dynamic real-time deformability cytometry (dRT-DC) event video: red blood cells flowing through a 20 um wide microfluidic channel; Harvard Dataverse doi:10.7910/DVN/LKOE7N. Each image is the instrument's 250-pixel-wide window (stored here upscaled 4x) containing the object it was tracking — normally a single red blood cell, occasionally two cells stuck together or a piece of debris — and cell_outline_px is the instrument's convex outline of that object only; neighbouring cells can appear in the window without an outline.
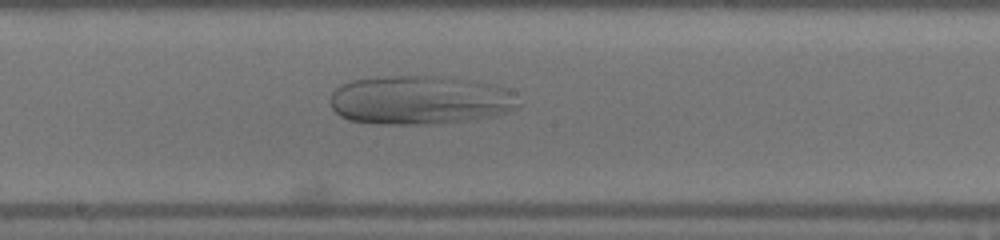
{"species": "human", "species_latin": "Homo sapiens", "temperature_condition": "warm", "stored_images_in_passage": 50, "camera_frame_rate_fps": 3000, "um_per_image_px": 0.085, "donor": {"sex": "male"}, "frame": {"image": 1, "passage_image": 27, "time_ms": 8.667, "image_size_px": [1000, 240], "cell_outline_px": [[520, 104], [516, 108], [508, 112], [496, 116], [432, 124], [380, 124], [348, 120], [340, 116], [332, 108], [332, 92], [340, 84], [352, 80], [384, 76], [436, 76], [492, 84], [508, 88], [512, 92]], "centroid_in_image_um": [35.69, 8.51], "position_along_channel_um": 212.5, "area_um2": 53.52}}
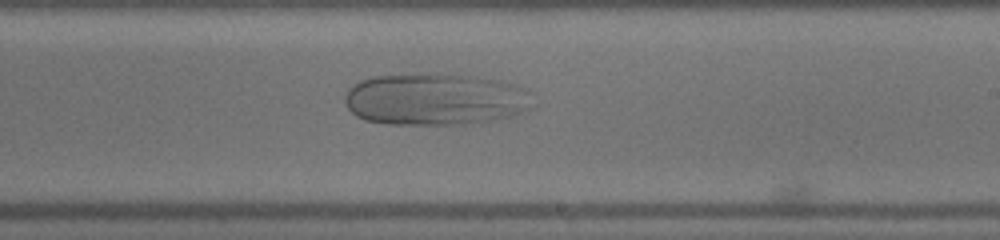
{"frame": {"image": 2, "passage_image": 30, "time_ms": 9.667, "image_size_px": [1000, 240], "cell_outline_px": [[532, 108], [512, 116], [492, 120], [464, 124], [388, 124], [364, 120], [356, 116], [348, 108], [344, 100], [344, 96], [348, 88], [352, 84], [360, 80], [372, 76], [476, 76], [500, 80], [524, 88], [532, 92]], "centroid_in_image_um": [37.01, 8.47], "position_along_channel_um": 252.0, "area_um2": 56.41}}
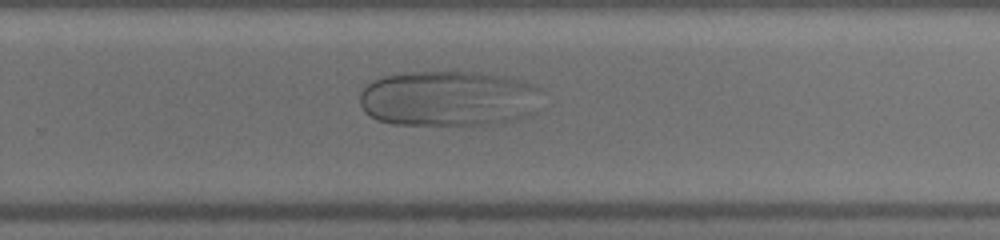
{"frame": {"image": 3, "passage_image": 33, "time_ms": 10.667, "image_size_px": [1000, 240], "cell_outline_px": [[544, 92], [536, 112], [504, 124], [392, 124], [376, 120], [364, 112], [360, 104], [360, 92], [372, 80], [384, 76], [400, 72], [476, 72], [504, 76], [520, 80], [532, 84], [540, 88]], "centroid_in_image_um": [38.17, 8.37], "position_along_channel_um": 291.6, "area_um2": 59.82}}